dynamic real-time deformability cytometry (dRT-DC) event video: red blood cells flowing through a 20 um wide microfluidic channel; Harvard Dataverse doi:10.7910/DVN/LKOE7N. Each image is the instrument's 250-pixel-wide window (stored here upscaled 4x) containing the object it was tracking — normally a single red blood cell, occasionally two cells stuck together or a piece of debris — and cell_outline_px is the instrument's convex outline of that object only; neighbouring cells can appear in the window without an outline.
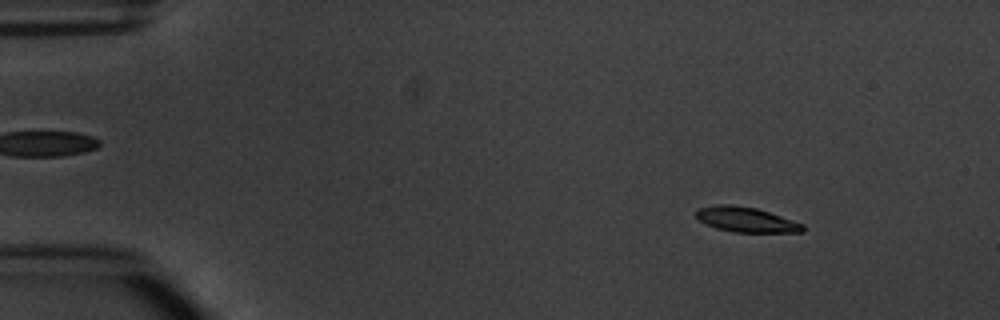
{"species": "common noctule bat (a hibernating species)", "species_latin": "Nyctalus noctula", "temperature_condition": "warm", "stored_images_in_passage": 4, "camera_frame_rate_fps": 3000, "um_per_image_px": 0.085, "animal": {"sex": "male", "body_mass_g": 20.1, "forearm_length_mm": 53.5}, "frame": {"image": 1, "passage_image": 1, "time_ms": 0.0, "image_size_px": [1000, 320], "cell_outline_px": [[804, 232], [732, 232], [716, 228], [700, 220], [696, 216], [696, 208], [716, 204], [732, 204], [756, 208], [804, 224]], "centroid_in_image_um": [63.39, 18.66], "position_along_channel_um": 21.6, "area_um2": 15.49}}
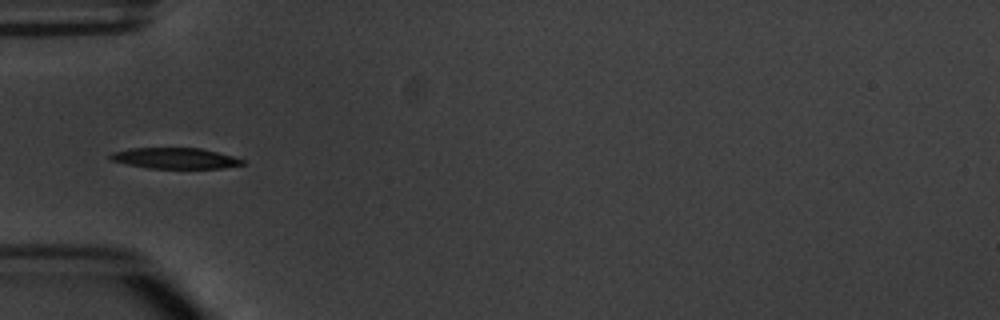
{"frame": {"image": 2, "passage_image": 4, "time_ms": 3.667, "image_size_px": [1000, 320], "cell_outline_px": [[244, 164], [224, 168], [148, 168], [128, 164], [112, 160], [108, 156], [112, 152], [128, 148], [200, 148], [232, 156], [244, 160]], "centroid_in_image_um": [14.86, 13.45], "position_along_channel_um": 70.1, "area_um2": 15.9}}